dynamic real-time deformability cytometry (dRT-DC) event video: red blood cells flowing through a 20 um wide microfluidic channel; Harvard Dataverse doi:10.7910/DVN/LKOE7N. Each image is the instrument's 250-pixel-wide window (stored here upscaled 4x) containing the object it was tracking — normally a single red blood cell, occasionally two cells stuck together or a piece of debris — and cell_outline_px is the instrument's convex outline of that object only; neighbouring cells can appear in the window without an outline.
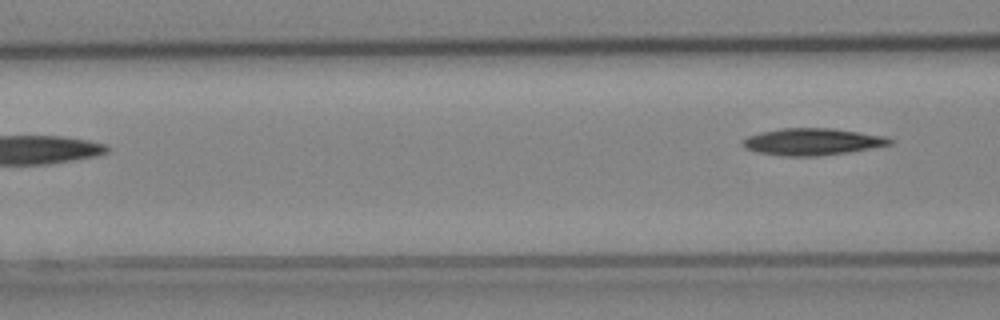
{"species": "Egyptian fruit bat (a non-hibernating species)", "species_latin": "Rousettus aegyptiacus", "temperature_condition": "cold", "stored_images_in_passage": 5, "camera_frame_rate_fps": 3000, "um_per_image_px": 0.085, "animal": {"sex": "female"}, "frame": {"image": 1, "passage_image": 5, "time_ms": 1.333, "image_size_px": [1000, 320], "cell_outline_px": [[892, 144], [848, 152], [816, 156], [780, 156], [760, 152], [748, 148], [740, 144], [740, 140], [748, 136], [760, 132], [780, 128], [832, 128], [884, 136], [892, 140]], "centroid_in_image_um": [69.0, 12.04], "position_along_channel_um": 97.6, "area_um2": 22.89}}